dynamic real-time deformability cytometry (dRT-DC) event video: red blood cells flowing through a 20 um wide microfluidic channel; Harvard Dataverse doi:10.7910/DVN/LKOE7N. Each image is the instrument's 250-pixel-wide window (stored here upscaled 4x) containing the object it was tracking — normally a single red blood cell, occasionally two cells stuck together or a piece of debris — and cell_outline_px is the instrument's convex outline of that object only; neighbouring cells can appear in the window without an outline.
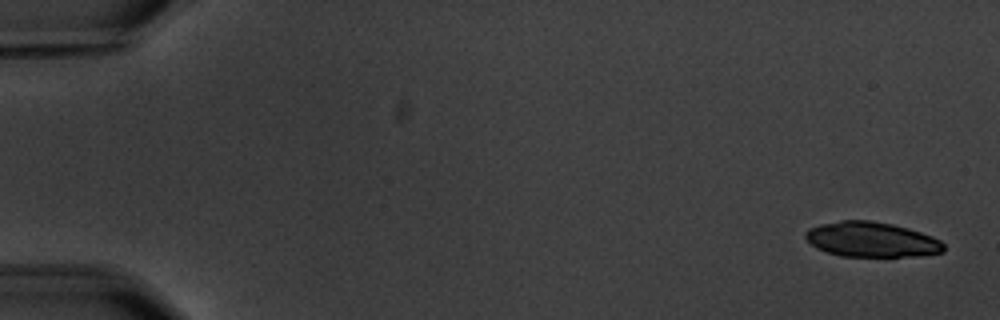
{"species": "common noctule bat (a hibernating species)", "species_latin": "Nyctalus noctula", "temperature_condition": "warm", "stored_images_in_passage": 15, "camera_frame_rate_fps": 3000, "um_per_image_px": 0.085, "animal": {"sex": "male", "body_mass_g": 20.1, "forearm_length_mm": 53.5}, "frame": {"image": 1, "passage_image": 1, "time_ms": 0.0, "image_size_px": [1000, 320], "cell_outline_px": [[944, 252], [916, 256], [840, 256], [816, 248], [804, 236], [804, 232], [808, 228], [820, 224], [840, 220], [868, 220], [892, 224], [908, 228], [932, 236], [940, 240], [944, 244]], "centroid_in_image_um": [74.06, 20.35], "position_along_channel_um": 10.9, "area_um2": 28.21}}